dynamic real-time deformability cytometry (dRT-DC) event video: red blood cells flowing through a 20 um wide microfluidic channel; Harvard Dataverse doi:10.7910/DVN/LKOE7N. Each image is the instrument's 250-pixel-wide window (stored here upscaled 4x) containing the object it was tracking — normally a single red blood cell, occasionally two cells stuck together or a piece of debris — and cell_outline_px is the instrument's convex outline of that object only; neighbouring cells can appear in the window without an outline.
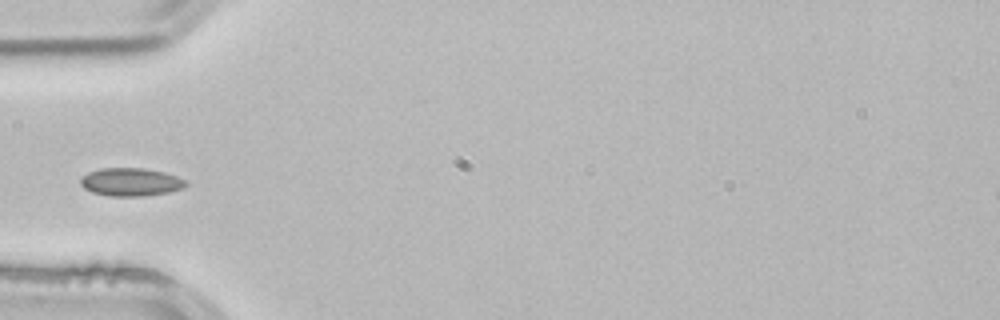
{"species": "common noctule bat (a hibernating species)", "species_latin": "Nyctalus noctula", "temperature_condition": "room temperature", "stored_images_in_passage": 2, "camera_frame_rate_fps": 3000, "um_per_image_px": 0.085, "animal": {"sex": "male", "body_mass_g": 21.5, "forearm_length_mm": 52.0}, "frame": {"image": 1, "passage_image": 2, "time_ms": 0.333, "image_size_px": [1000, 320], "cell_outline_px": [[188, 184], [184, 188], [168, 192], [144, 196], [108, 196], [92, 192], [84, 188], [80, 184], [80, 180], [88, 172], [100, 168], [144, 168], [164, 172], [176, 176], [184, 180]], "centroid_in_image_um": [11.11, 15.47], "position_along_channel_um": 73.9, "area_um2": 17.22}}